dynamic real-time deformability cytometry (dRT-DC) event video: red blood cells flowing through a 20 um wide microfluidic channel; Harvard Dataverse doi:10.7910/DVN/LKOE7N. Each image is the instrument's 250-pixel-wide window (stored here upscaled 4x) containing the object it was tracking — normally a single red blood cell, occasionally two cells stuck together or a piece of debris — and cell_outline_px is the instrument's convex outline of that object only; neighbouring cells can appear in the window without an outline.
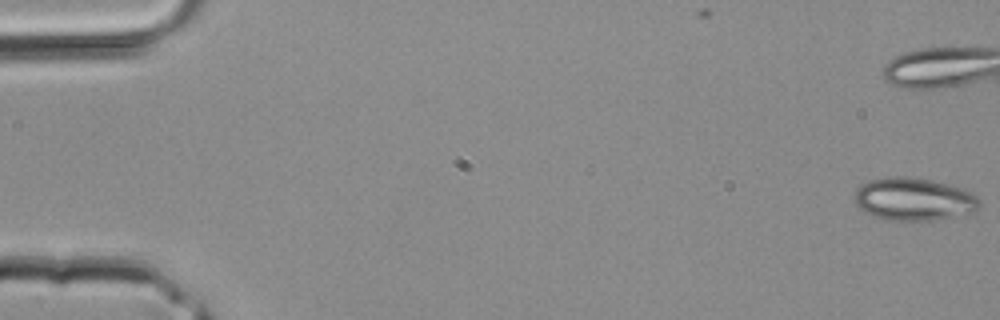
{"species": "common noctule bat (a hibernating species)", "species_latin": "Nyctalus noctula", "temperature_condition": "room temperature", "stored_images_in_passage": 41, "camera_frame_rate_fps": 3000, "um_per_image_px": 0.085, "animal": {"sex": "male", "body_mass_g": 20.4}, "frame": {"image": 1, "passage_image": 1, "time_ms": 0.0, "image_size_px": [1000, 320], "cell_outline_px": [[980, 208], [976, 212], [936, 220], [884, 220], [864, 212], [852, 200], [852, 196], [856, 188], [868, 180], [888, 176], [908, 176], [932, 180], [964, 188], [972, 192], [980, 200]], "centroid_in_image_um": [77.66, 16.92], "position_along_channel_um": 7.3, "area_um2": 31.85}}